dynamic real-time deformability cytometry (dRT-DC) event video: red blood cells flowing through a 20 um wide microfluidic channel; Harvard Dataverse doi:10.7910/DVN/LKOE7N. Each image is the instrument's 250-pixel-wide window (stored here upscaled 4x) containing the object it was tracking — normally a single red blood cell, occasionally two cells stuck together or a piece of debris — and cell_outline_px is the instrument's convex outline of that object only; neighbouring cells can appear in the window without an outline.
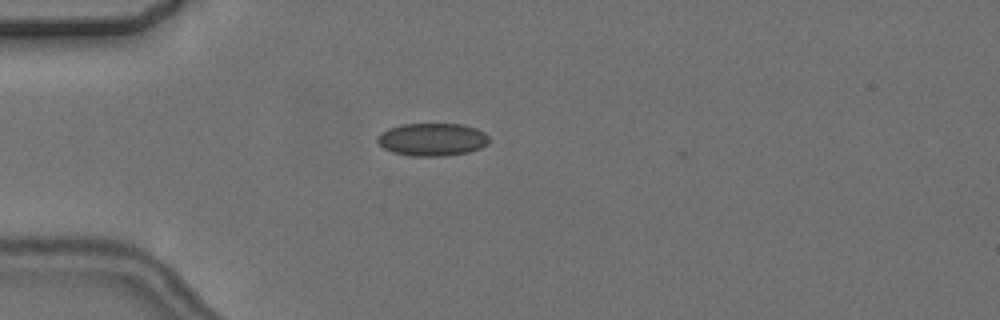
{"species": "common noctule bat (a hibernating species)", "species_latin": "Nyctalus noctula", "temperature_condition": "cold", "stored_images_in_passage": 2, "camera_frame_rate_fps": 3000, "um_per_image_px": 0.085, "animal": {"sex": "female", "body_mass_g": 24.6, "forearm_length_mm": 56.2}, "frame": {"image": 1, "passage_image": 2, "time_ms": 1.333, "image_size_px": [1000, 320], "cell_outline_px": [[488, 144], [480, 148], [468, 152], [444, 156], [412, 156], [392, 152], [384, 148], [376, 140], [376, 136], [380, 132], [388, 128], [400, 124], [460, 124], [476, 128], [484, 132], [488, 136]], "centroid_in_image_um": [36.71, 11.85], "position_along_channel_um": 48.3, "area_um2": 21.44}}